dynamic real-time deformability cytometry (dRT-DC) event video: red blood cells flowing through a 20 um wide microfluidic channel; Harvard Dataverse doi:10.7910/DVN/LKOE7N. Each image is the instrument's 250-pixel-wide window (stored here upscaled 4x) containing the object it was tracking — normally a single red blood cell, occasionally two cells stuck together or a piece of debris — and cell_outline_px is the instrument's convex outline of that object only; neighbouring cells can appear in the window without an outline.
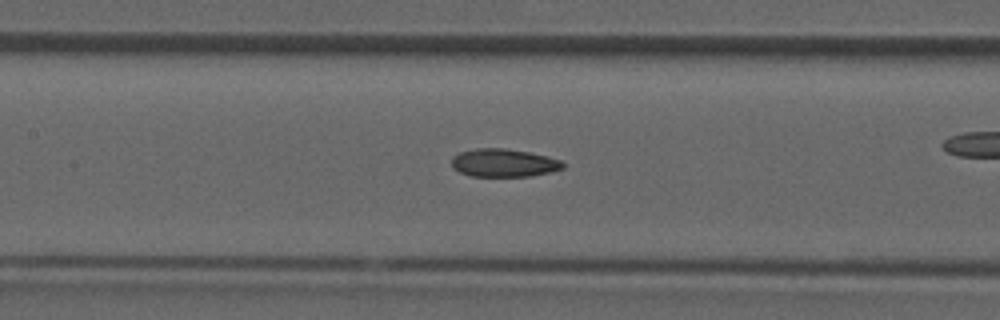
{"species": "common noctule bat (a hibernating species)", "species_latin": "Nyctalus noctula", "temperature_condition": "room temperature", "stored_images_in_passage": 38, "camera_frame_rate_fps": 3000, "um_per_image_px": 0.085, "animal": {"sex": "male", "forearm_length_mm": 52.5}, "frame": {"image": 1, "passage_image": 17, "time_ms": 5.333, "image_size_px": [1000, 320], "cell_outline_px": [[568, 164], [564, 168], [552, 172], [532, 176], [472, 176], [460, 172], [452, 168], [452, 156], [460, 152], [476, 148], [504, 148], [528, 152], [548, 156], [560, 160]], "centroid_in_image_um": [42.86, 13.84], "position_along_channel_um": 164.5, "area_um2": 18.38}}